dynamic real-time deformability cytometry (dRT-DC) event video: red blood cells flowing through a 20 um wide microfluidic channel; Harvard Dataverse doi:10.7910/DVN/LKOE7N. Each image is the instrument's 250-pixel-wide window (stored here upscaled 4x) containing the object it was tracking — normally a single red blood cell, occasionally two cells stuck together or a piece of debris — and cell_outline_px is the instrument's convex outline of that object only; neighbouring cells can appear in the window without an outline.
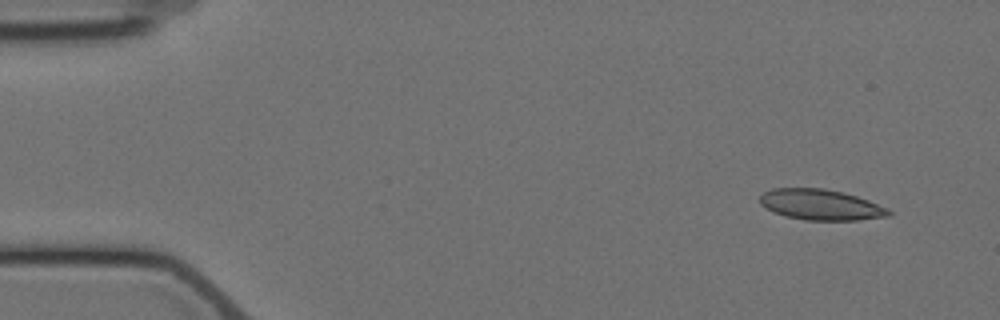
{"species": "Egyptian fruit bat (a non-hibernating species)", "species_latin": "Rousettus aegyptiacus", "temperature_condition": "cold", "stored_images_in_passage": 9, "camera_frame_rate_fps": 3000, "um_per_image_px": 0.085, "animal": {"sex": "female"}, "frame": {"image": 1, "passage_image": 1, "time_ms": 0.0, "image_size_px": [1000, 320], "cell_outline_px": [[892, 216], [856, 220], [804, 220], [784, 216], [772, 212], [760, 204], [760, 196], [764, 192], [772, 188], [824, 188], [844, 192], [868, 200], [888, 208], [892, 212]], "centroid_in_image_um": [69.76, 17.4], "position_along_channel_um": 15.2, "area_um2": 23.24}}
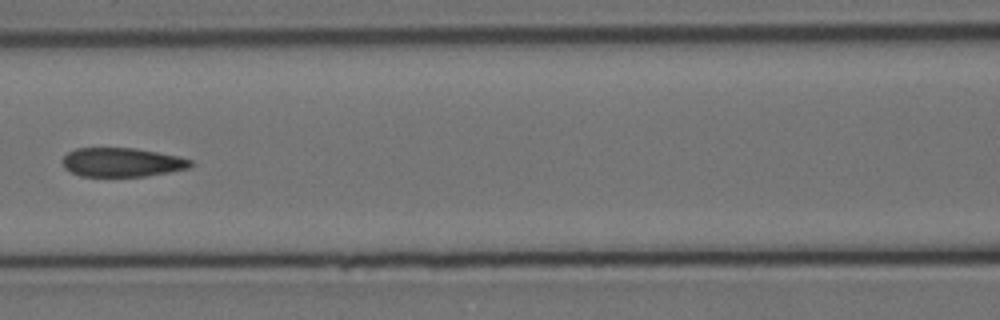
{"frame": {"image": 2, "passage_image": 7, "time_ms": 7.0, "image_size_px": [1000, 320], "cell_outline_px": [[192, 168], [144, 176], [80, 176], [64, 168], [60, 160], [68, 152], [76, 148], [136, 148], [180, 156], [192, 160]], "centroid_in_image_um": [10.37, 13.79], "position_along_channel_um": 156.2, "area_um2": 21.79}}
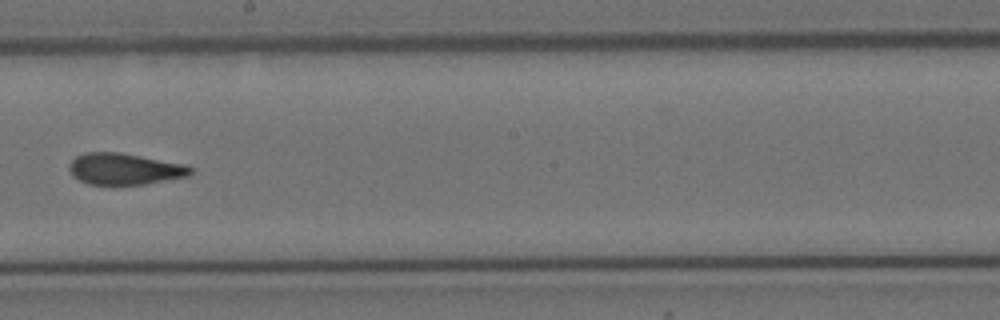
{"frame": {"image": 3, "passage_image": 9, "time_ms": 9.333, "image_size_px": [1000, 320], "cell_outline_px": [[192, 172], [188, 176], [144, 184], [88, 184], [72, 176], [68, 168], [68, 164], [76, 156], [84, 152], [120, 152], [188, 164], [192, 168]], "centroid_in_image_um": [10.58, 14.34], "position_along_channel_um": 237.6, "area_um2": 22.37}}